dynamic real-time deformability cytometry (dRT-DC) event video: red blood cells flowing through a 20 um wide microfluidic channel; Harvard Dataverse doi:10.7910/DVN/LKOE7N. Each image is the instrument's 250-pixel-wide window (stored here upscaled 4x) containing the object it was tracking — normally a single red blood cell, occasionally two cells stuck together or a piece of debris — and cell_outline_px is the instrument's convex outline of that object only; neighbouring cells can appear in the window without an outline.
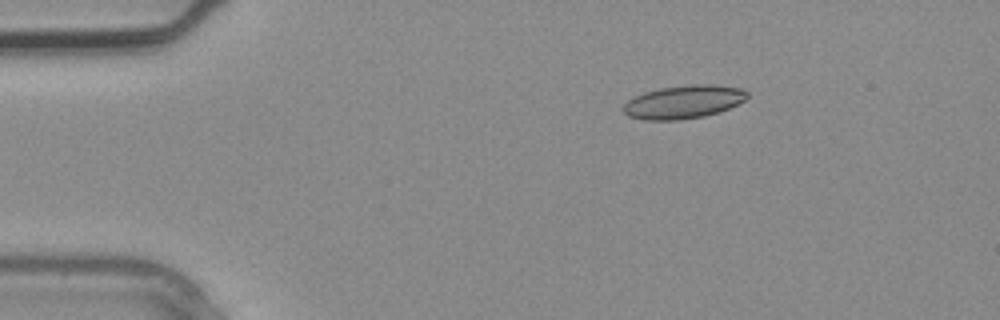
{"species": "common noctule bat (a hibernating species)", "species_latin": "Nyctalus noctula", "temperature_condition": "warm", "stored_images_in_passage": 2, "camera_frame_rate_fps": 3000, "um_per_image_px": 0.085, "animal": {"sex": "male", "body_mass_g": 20.4}, "frame": {"image": 1, "passage_image": 1, "time_ms": 0.0, "image_size_px": [1000, 320], "cell_outline_px": [[748, 96], [744, 100], [728, 108], [704, 116], [680, 120], [644, 120], [628, 116], [620, 108], [628, 100], [644, 92], [660, 88], [692, 84], [712, 84], [740, 88], [748, 92]], "centroid_in_image_um": [58.06, 8.66], "position_along_channel_um": 26.9, "area_um2": 23.93}}